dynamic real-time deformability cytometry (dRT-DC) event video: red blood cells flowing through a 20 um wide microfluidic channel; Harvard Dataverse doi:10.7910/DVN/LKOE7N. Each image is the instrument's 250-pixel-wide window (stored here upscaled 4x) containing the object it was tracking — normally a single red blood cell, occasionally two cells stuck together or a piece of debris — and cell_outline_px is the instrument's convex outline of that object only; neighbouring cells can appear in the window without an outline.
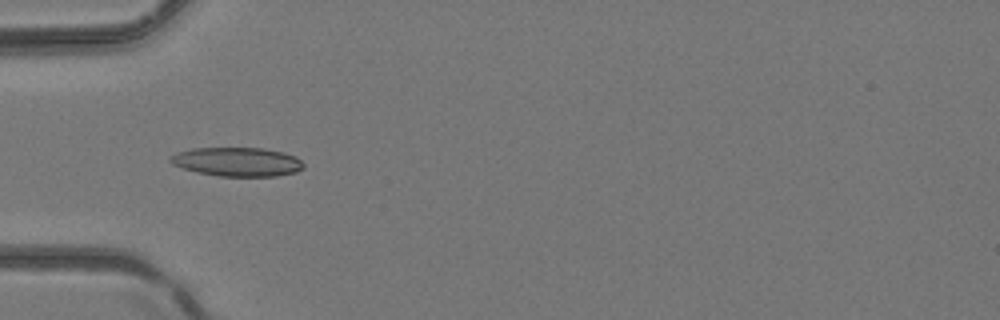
{"species": "common noctule bat (a hibernating species)", "species_latin": "Nyctalus noctula", "temperature_condition": "room temperature", "stored_images_in_passage": 6, "camera_frame_rate_fps": 3000, "um_per_image_px": 0.085, "animal": {"sex": "female", "body_mass_g": 24.6, "forearm_length_mm": 56.2}, "frame": {"image": 1, "passage_image": 5, "time_ms": 1.333, "image_size_px": [1000, 320], "cell_outline_px": [[304, 168], [296, 172], [276, 176], [220, 176], [196, 172], [172, 164], [168, 160], [176, 152], [192, 148], [264, 148], [284, 152], [296, 156], [304, 164]], "centroid_in_image_um": [20.18, 13.75], "position_along_channel_um": 64.8, "area_um2": 22.54}}
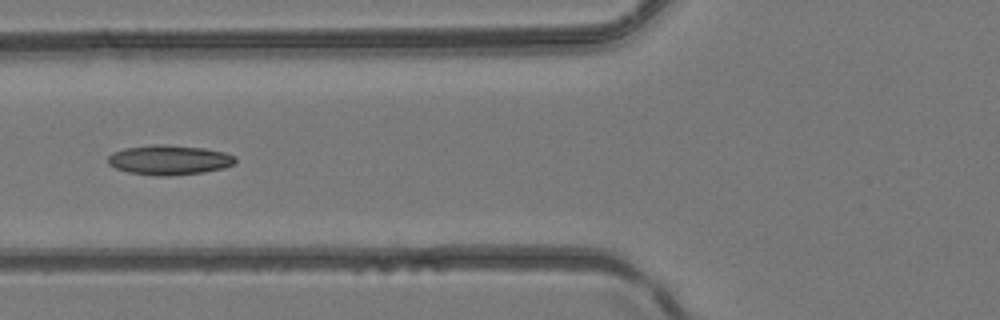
{"frame": {"image": 2, "passage_image": 6, "time_ms": 1.667, "image_size_px": [1000, 320], "cell_outline_px": [[236, 164], [224, 168], [204, 172], [168, 176], [156, 176], [128, 172], [116, 168], [108, 164], [108, 156], [112, 152], [124, 148], [152, 144], [164, 144], [204, 148], [224, 152], [236, 156]], "centroid_in_image_um": [14.39, 13.59], "position_along_channel_um": 111.4, "area_um2": 22.31}}